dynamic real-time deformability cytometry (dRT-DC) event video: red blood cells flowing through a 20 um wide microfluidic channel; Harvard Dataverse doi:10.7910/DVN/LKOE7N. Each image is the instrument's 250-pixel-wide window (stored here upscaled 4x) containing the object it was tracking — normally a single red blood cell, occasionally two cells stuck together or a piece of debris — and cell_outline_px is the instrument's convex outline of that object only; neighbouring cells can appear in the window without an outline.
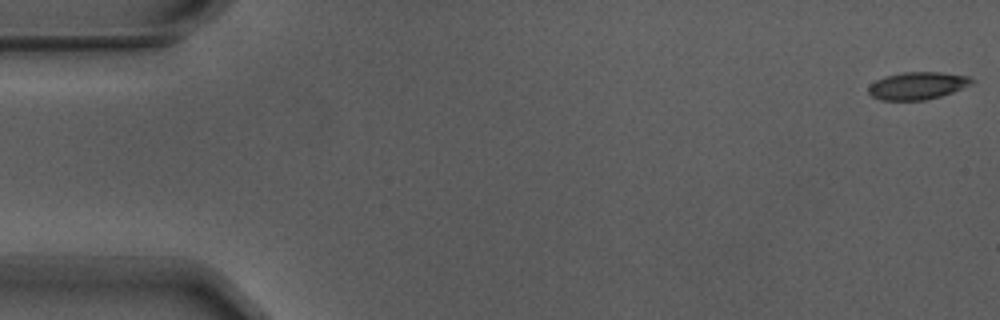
{"species": "Egyptian fruit bat (a non-hibernating species)", "species_latin": "Rousettus aegyptiacus", "temperature_condition": "warm", "stored_images_in_passage": 56, "camera_frame_rate_fps": 3000, "um_per_image_px": 0.085, "animal": {"sex": "male"}, "frame": {"image": 1, "passage_image": 1, "time_ms": 0.0, "image_size_px": [1000, 320], "cell_outline_px": [[976, 80], [972, 84], [952, 92], [940, 96], [924, 100], [880, 100], [872, 96], [868, 92], [868, 88], [876, 80], [888, 76], [904, 72], [940, 72], [968, 76]], "centroid_in_image_um": [78.01, 7.28], "position_along_channel_um": 7.0, "area_um2": 16.36}}
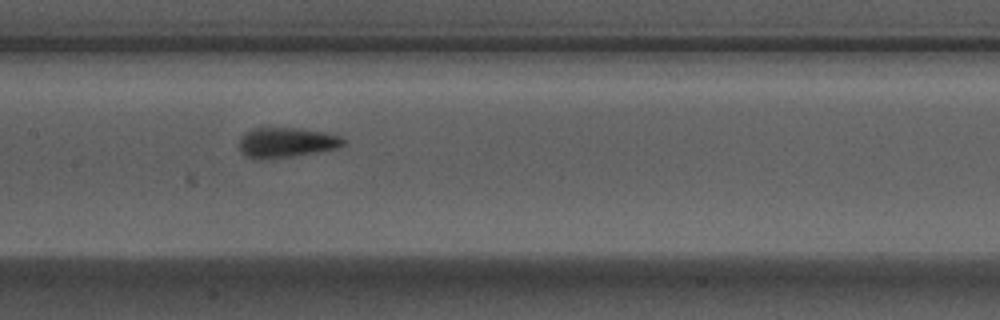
{"frame": {"image": 2, "passage_image": 27, "time_ms": 8.667, "image_size_px": [1000, 320], "cell_outline_px": [[348, 140], [344, 144], [336, 148], [296, 156], [260, 160], [256, 160], [244, 156], [240, 152], [240, 136], [252, 128], [300, 128], [324, 132], [340, 136]], "centroid_in_image_um": [24.31, 12.12], "position_along_channel_um": 183.1, "area_um2": 18.5}}
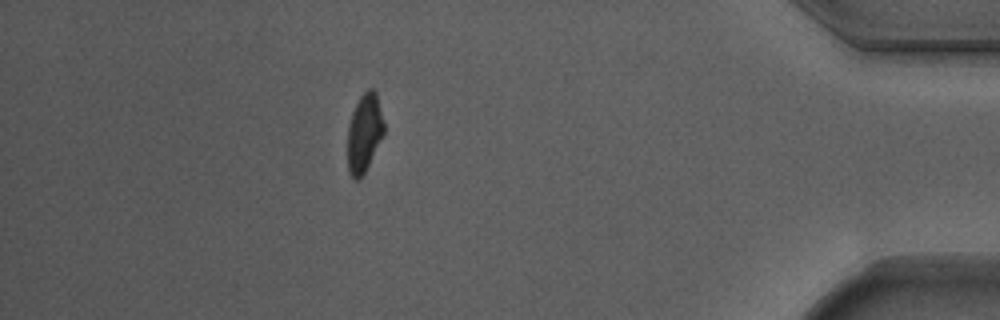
{"frame": {"image": 3, "passage_image": 49, "time_ms": 16.0, "image_size_px": [1000, 320], "cell_outline_px": [[384, 132], [360, 180], [352, 180], [348, 172], [348, 124], [352, 112], [360, 96], [368, 88], [372, 88], [376, 92], [384, 124]], "centroid_in_image_um": [30.94, 11.3], "position_along_channel_um": 404.3, "area_um2": 16.42}, "authors_computed_cell_mechanics": {"area_um2": 17.3111, "velocity_mm_per_s": 3.7087, "shape_relaxation_time_tau1_ms": 3.548, "shape_relaxation_time_tau2_ms": 1.1161, "deformation_change_tau1": 0.1492, "deformation_change_tau2": 0.0685}}